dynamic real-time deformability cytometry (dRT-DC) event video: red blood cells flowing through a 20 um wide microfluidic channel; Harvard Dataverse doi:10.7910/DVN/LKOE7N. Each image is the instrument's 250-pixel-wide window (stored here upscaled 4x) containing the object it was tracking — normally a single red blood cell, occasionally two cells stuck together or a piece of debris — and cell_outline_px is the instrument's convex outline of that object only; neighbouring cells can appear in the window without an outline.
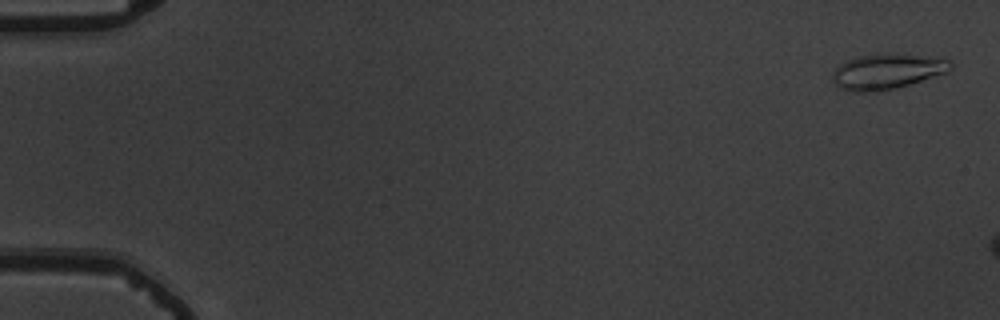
{"species": "common noctule bat (a hibernating species)", "species_latin": "Nyctalus noctula", "temperature_condition": "warm", "stored_images_in_passage": 12, "camera_frame_rate_fps": 3000, "um_per_image_px": 0.085, "animal": {"sex": "male", "body_mass_g": 19.5, "forearm_length_mm": 54.6}, "frame": {"image": 1, "passage_image": 1, "time_ms": 0.0, "image_size_px": [1000, 320], "cell_outline_px": [[952, 68], [944, 72], [896, 88], [876, 92], [852, 92], [840, 88], [832, 80], [832, 72], [840, 64], [848, 60], [860, 56], [916, 56], [952, 60]], "centroid_in_image_um": [75.32, 6.13], "position_along_channel_um": 9.7, "area_um2": 23.12}}